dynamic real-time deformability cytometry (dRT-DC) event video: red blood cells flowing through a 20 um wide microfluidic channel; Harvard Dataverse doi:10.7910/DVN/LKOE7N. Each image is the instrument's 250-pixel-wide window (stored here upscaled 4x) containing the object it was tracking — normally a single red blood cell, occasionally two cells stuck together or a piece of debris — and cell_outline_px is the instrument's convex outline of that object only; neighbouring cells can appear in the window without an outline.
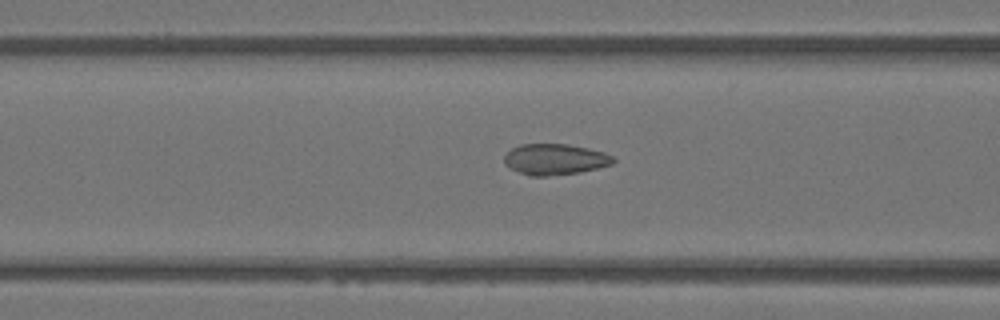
{"species": "Egyptian fruit bat (a non-hibernating species)", "species_latin": "Rousettus aegyptiacus", "temperature_condition": "warm", "stored_images_in_passage": 40, "camera_frame_rate_fps": 3000, "um_per_image_px": 0.085, "animal": {"sex": "female"}, "frame": {"image": 1, "passage_image": 20, "time_ms": 6.333, "image_size_px": [1000, 320], "cell_outline_px": [[616, 160], [612, 164], [580, 172], [548, 176], [528, 176], [504, 164], [504, 156], [512, 148], [520, 144], [568, 144], [588, 148], [604, 152], [612, 156]], "centroid_in_image_um": [47.17, 13.54], "position_along_channel_um": 119.4, "area_um2": 19.59}}
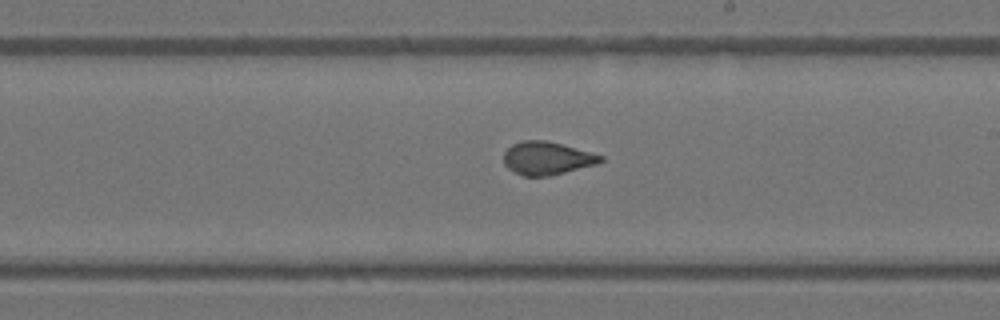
{"frame": {"image": 2, "passage_image": 29, "time_ms": 9.333, "image_size_px": [1000, 320], "cell_outline_px": [[604, 160], [596, 164], [548, 176], [524, 176], [508, 168], [504, 164], [504, 152], [512, 144], [524, 140], [548, 140], [604, 156]], "centroid_in_image_um": [46.48, 13.44], "position_along_channel_um": 242.5, "area_um2": 18.5}}
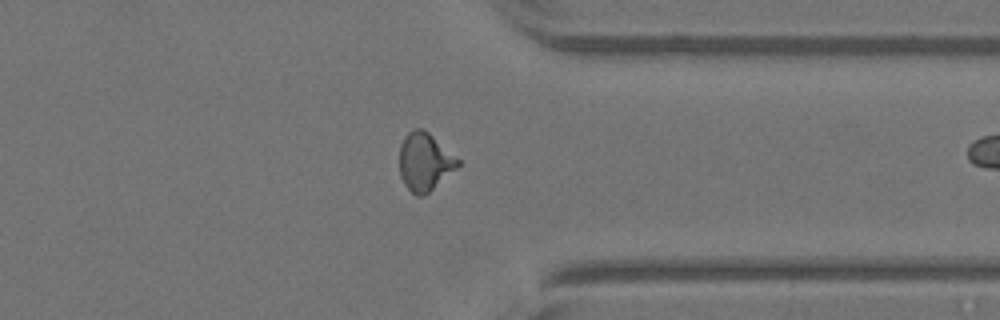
{"frame": {"image": 3, "passage_image": 39, "time_ms": 12.667, "image_size_px": [1000, 320], "cell_outline_px": [[460, 164], [456, 168], [424, 196], [416, 196], [404, 184], [400, 176], [400, 144], [404, 136], [408, 132], [416, 128], [424, 128], [460, 160]], "centroid_in_image_um": [36.08, 13.74], "position_along_channel_um": 375.3, "area_um2": 19.59}}